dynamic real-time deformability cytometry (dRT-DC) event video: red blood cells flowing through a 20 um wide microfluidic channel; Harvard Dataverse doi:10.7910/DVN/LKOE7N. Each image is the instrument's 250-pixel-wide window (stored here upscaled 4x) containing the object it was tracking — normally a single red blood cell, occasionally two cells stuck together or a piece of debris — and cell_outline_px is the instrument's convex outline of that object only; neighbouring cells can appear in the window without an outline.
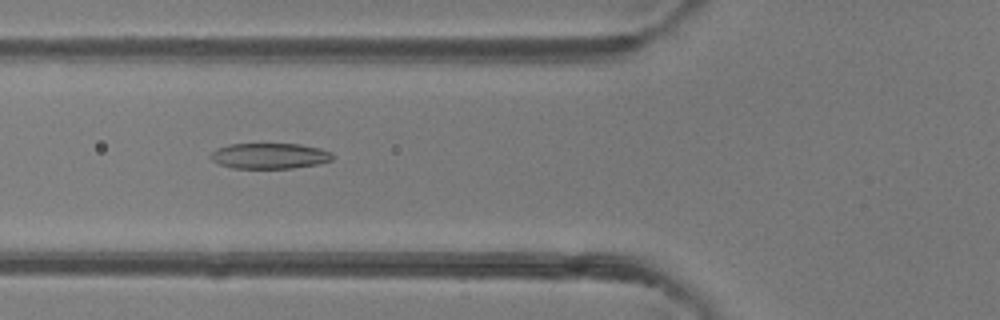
{"species": "common noctule bat (a hibernating species)", "species_latin": "Nyctalus noctula", "temperature_condition": "room temperature", "stored_images_in_passage": 49, "camera_frame_rate_fps": 3000, "um_per_image_px": 0.085, "animal": {"sex": "female"}, "frame": {"image": 1, "passage_image": 19, "time_ms": 6.0, "image_size_px": [1000, 320], "cell_outline_px": [[332, 160], [320, 164], [292, 168], [232, 168], [220, 164], [212, 160], [208, 156], [216, 148], [228, 144], [300, 144], [320, 148], [332, 152]], "centroid_in_image_um": [22.91, 13.25], "position_along_channel_um": 102.9, "area_um2": 18.32}}
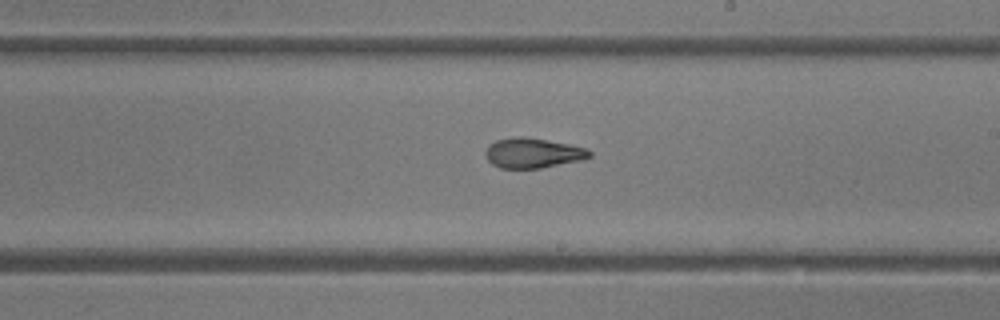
{"frame": {"image": 2, "passage_image": 29, "time_ms": 9.333, "image_size_px": [1000, 320], "cell_outline_px": [[592, 156], [580, 160], [540, 168], [500, 168], [492, 164], [488, 160], [484, 152], [488, 144], [496, 140], [512, 136], [524, 136], [548, 140], [588, 148], [592, 152]], "centroid_in_image_um": [45.27, 12.99], "position_along_channel_um": 243.7, "area_um2": 18.32}}
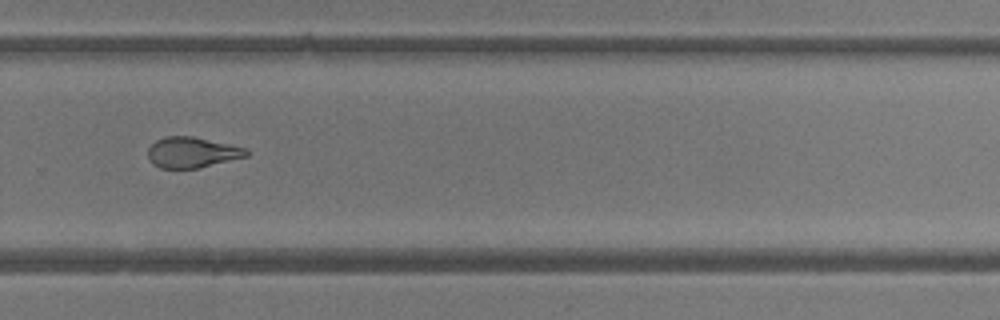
{"frame": {"image": 3, "passage_image": 34, "time_ms": 11.0, "image_size_px": [1000, 320], "cell_outline_px": [[248, 156], [196, 168], [160, 168], [152, 164], [148, 156], [148, 148], [156, 140], [164, 136], [192, 136], [228, 144], [244, 148], [248, 152]], "centroid_in_image_um": [16.27, 12.95], "position_along_channel_um": 313.5, "area_um2": 17.34}, "authors_computed_cell_mechanics": {"area_um2": 19.652, "velocity_mm_per_s": 4.2056, "shape_relaxation_time_tau1_ms": 7.3806, "shape_relaxation_time_tau2_ms": 2.08, "deformation_change_tau1": 0.2418, "deformation_change_tau2": 0.1067}}